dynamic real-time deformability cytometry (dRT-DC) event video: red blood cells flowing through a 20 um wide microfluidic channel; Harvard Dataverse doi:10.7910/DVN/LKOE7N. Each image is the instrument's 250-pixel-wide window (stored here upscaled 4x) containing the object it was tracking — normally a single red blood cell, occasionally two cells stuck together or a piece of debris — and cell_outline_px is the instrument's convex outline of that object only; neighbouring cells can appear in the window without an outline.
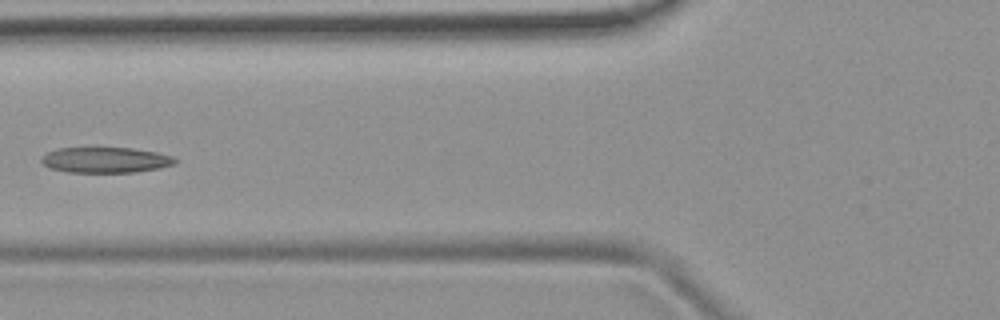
{"species": "common noctule bat (a hibernating species)", "species_latin": "Nyctalus noctula", "temperature_condition": "room temperature", "stored_images_in_passage": 7, "camera_frame_rate_fps": 3000, "um_per_image_px": 0.085, "animal": {"sex": "female", "body_mass_g": 19.9}, "frame": {"image": 1, "passage_image": 6, "time_ms": 1.667, "image_size_px": [1000, 320], "cell_outline_px": [[176, 164], [160, 168], [136, 172], [68, 172], [48, 168], [40, 160], [48, 152], [56, 148], [132, 148], [156, 152], [172, 156], [176, 160]], "centroid_in_image_um": [8.97, 13.6], "position_along_channel_um": 116.8, "area_um2": 19.88}}
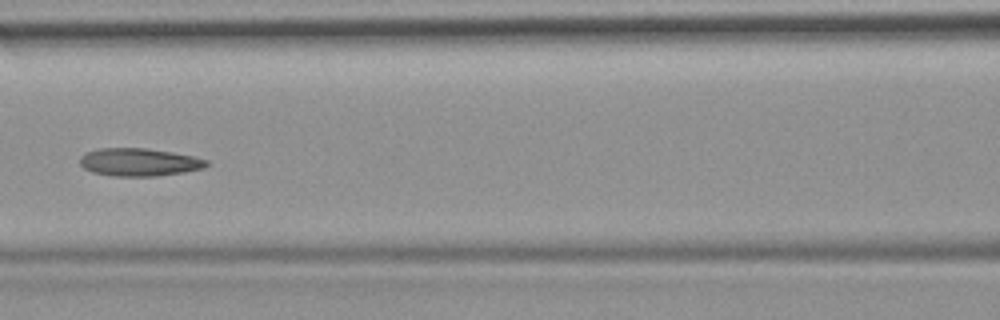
{"frame": {"image": 2, "passage_image": 7, "time_ms": 2.0, "image_size_px": [1000, 320], "cell_outline_px": [[208, 164], [204, 168], [184, 172], [156, 176], [112, 176], [92, 172], [84, 168], [80, 164], [80, 156], [88, 152], [100, 148], [148, 148], [172, 152], [192, 156], [208, 160]], "centroid_in_image_um": [11.82, 13.78], "position_along_channel_um": 154.8, "area_um2": 20.52}}